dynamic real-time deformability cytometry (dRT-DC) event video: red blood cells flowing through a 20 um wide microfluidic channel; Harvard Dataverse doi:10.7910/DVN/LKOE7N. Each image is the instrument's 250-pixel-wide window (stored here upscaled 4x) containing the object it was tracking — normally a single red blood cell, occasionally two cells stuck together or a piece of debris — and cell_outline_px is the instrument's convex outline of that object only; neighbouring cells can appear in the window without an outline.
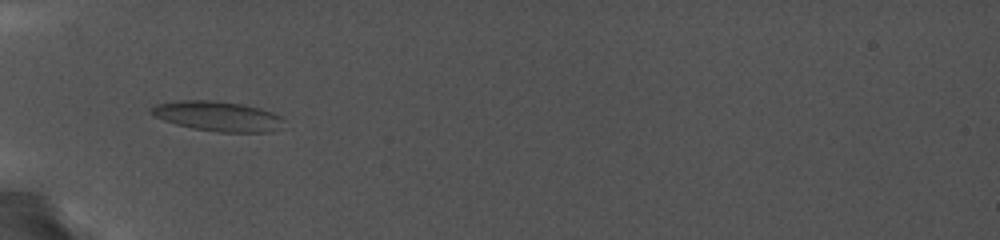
{"species": "common noctule bat (a hibernating species)", "species_latin": "Nyctalus noctula", "temperature_condition": "cold", "stored_images_in_passage": 58, "camera_frame_rate_fps": 5000, "um_per_image_px": 0.085, "animal": {"sex": "female", "body_mass_g": 19.0, "forearm_length_mm": 56.7}, "frame": {"image": 1, "passage_image": 1, "time_ms": 0.0, "image_size_px": [1000, 240], "cell_outline_px": [[280, 116], [268, 132], [220, 132], [192, 128], [176, 124], [164, 120], [156, 116], [152, 112], [152, 108], [156, 104], [184, 100], [212, 100], [240, 104], [272, 112]], "centroid_in_image_um": [18.37, 9.86], "position_along_channel_um": 66.6, "area_um2": 21.96}}
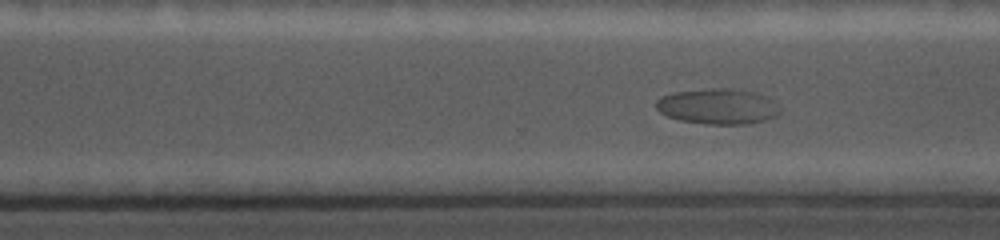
{"frame": {"image": 2, "passage_image": 39, "time_ms": 7.6, "image_size_px": [1000, 240], "cell_outline_px": [[780, 112], [776, 116], [764, 120], [748, 124], [704, 124], [680, 120], [668, 116], [660, 112], [656, 108], [656, 100], [664, 96], [676, 92], [712, 88], [732, 88], [752, 92], [768, 96], [780, 108]], "centroid_in_image_um": [61.04, 9.05], "position_along_channel_um": 309.6, "area_um2": 25.55}}
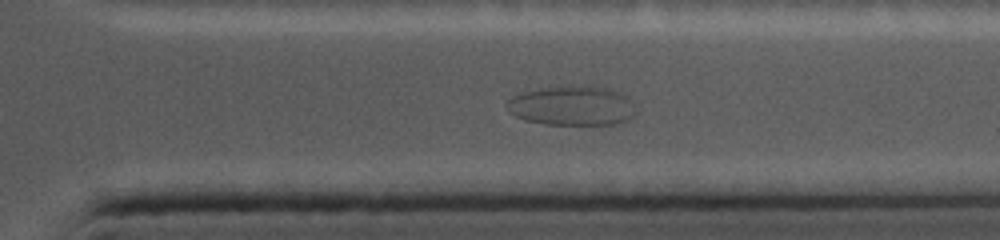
{"frame": {"image": 3, "passage_image": 46, "time_ms": 9.2, "image_size_px": [1000, 240], "cell_outline_px": [[636, 116], [628, 120], [616, 124], [544, 124], [524, 120], [516, 116], [512, 112], [508, 100], [512, 96], [524, 92], [540, 88], [580, 84], [588, 84], [608, 88], [624, 96]], "centroid_in_image_um": [48.61, 8.97], "position_along_channel_um": 362.8, "area_um2": 29.36}}